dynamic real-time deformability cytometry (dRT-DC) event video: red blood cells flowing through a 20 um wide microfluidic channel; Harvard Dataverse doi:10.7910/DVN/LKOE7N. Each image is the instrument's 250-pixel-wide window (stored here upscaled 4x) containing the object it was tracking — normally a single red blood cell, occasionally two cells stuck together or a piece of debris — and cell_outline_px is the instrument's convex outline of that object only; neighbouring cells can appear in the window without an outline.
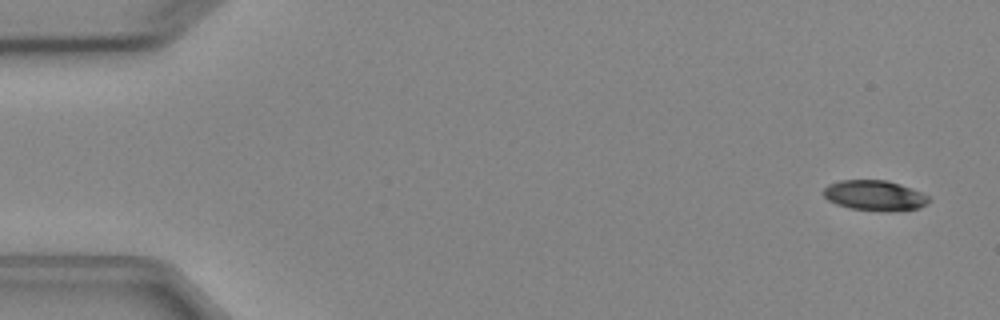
{"species": "Egyptian fruit bat (a non-hibernating species)", "species_latin": "Rousettus aegyptiacus", "temperature_condition": "cold", "stored_images_in_passage": 8, "camera_frame_rate_fps": 3000, "um_per_image_px": 0.085, "animal": {"sex": "female"}, "frame": {"image": 1, "passage_image": 1, "time_ms": 0.0, "image_size_px": [1000, 320], "cell_outline_px": [[932, 200], [928, 204], [920, 208], [852, 208], [836, 204], [828, 200], [824, 196], [824, 188], [828, 184], [840, 180], [888, 180], [912, 188], [928, 196]], "centroid_in_image_um": [74.33, 16.55], "position_along_channel_um": 10.7, "area_um2": 17.74}}
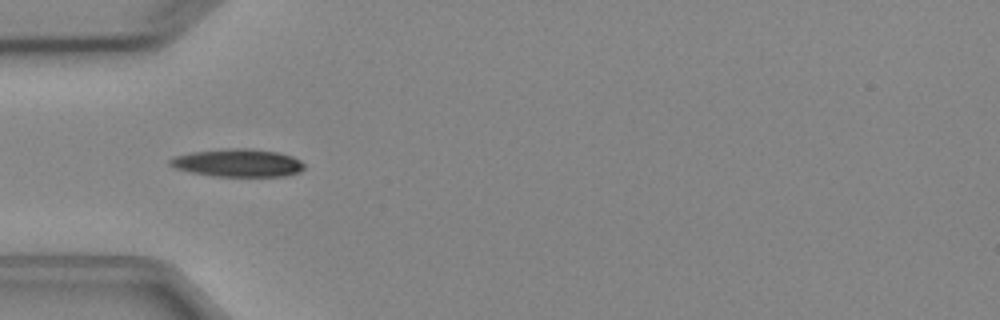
{"frame": {"image": 2, "passage_image": 5, "time_ms": 4.667, "image_size_px": [1000, 320], "cell_outline_px": [[304, 168], [300, 172], [284, 176], [212, 176], [192, 172], [176, 168], [168, 164], [168, 160], [172, 156], [192, 152], [224, 148], [252, 148], [280, 152], [292, 156], [300, 160], [304, 164]], "centroid_in_image_um": [20.21, 13.83], "position_along_channel_um": 64.8, "area_um2": 22.02}}
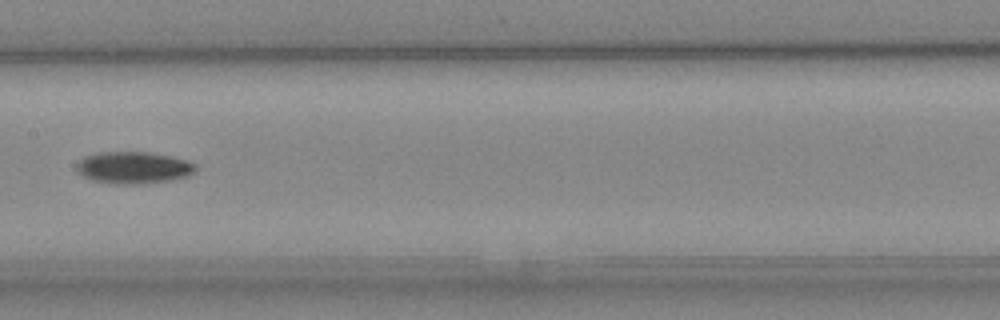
{"frame": {"image": 3, "passage_image": 8, "time_ms": 8.0, "image_size_px": [1000, 320], "cell_outline_px": [[196, 172], [188, 176], [172, 180], [140, 184], [116, 184], [92, 180], [76, 172], [76, 164], [84, 156], [96, 152], [148, 152], [172, 156], [188, 160], [196, 164]], "centroid_in_image_um": [11.36, 14.24], "position_along_channel_um": 196.0, "area_um2": 22.48}}